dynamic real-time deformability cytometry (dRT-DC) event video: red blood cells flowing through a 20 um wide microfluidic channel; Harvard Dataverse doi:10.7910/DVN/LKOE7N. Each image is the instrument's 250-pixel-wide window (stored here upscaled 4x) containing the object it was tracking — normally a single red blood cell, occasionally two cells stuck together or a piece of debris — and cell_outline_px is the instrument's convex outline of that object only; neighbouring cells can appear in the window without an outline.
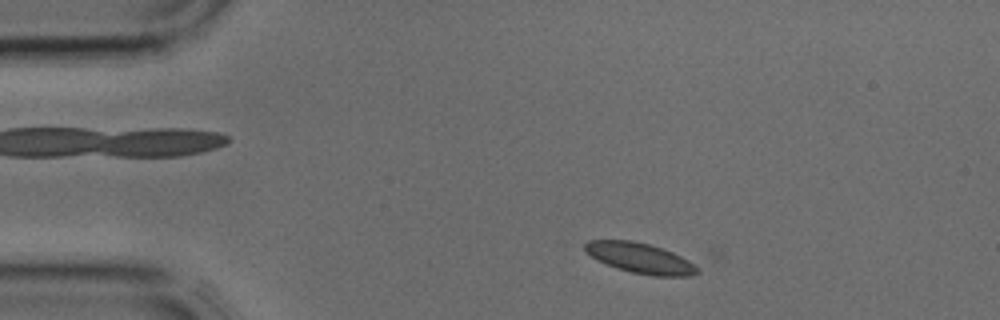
{"species": "common noctule bat (a hibernating species)", "species_latin": "Nyctalus noctula", "temperature_condition": "cold", "stored_images_in_passage": 2, "camera_frame_rate_fps": 3000, "um_per_image_px": 0.085, "animal": {"sex": "male", "body_mass_g": 17.9, "forearm_length_mm": 54.2}, "frame": {"image": 1, "passage_image": 1, "time_ms": 0.0, "image_size_px": [1000, 320], "cell_outline_px": [[700, 272], [692, 276], [652, 276], [632, 272], [616, 268], [596, 260], [584, 248], [584, 244], [588, 240], [632, 240], [648, 244], [672, 252], [696, 264]], "centroid_in_image_um": [54.43, 21.95], "position_along_channel_um": 30.6, "area_um2": 19.83}}